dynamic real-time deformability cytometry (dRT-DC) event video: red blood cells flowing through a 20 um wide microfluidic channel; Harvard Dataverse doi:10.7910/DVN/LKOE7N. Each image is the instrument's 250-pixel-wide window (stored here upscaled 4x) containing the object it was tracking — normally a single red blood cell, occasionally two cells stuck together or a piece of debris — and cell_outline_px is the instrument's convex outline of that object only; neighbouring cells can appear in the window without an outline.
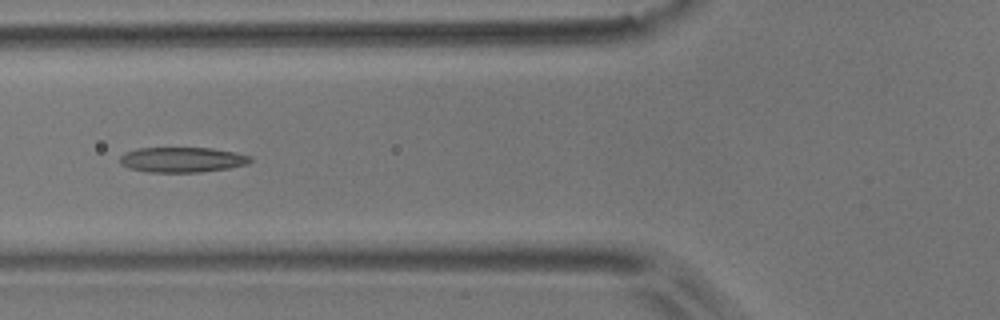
{"species": "common noctule bat (a hibernating species)", "species_latin": "Nyctalus noctula", "temperature_condition": "room temperature", "stored_images_in_passage": 10, "camera_frame_rate_fps": 3000, "um_per_image_px": 0.085, "animal": {"sex": "male", "body_mass_g": 17.9}, "frame": {"image": 1, "passage_image": 7, "time_ms": 2.0, "image_size_px": [1000, 320], "cell_outline_px": [[252, 160], [248, 164], [228, 168], [200, 172], [148, 172], [128, 168], [120, 164], [120, 156], [124, 152], [136, 148], [212, 148], [236, 152], [252, 156]], "centroid_in_image_um": [15.48, 13.57], "position_along_channel_um": 110.3, "area_um2": 19.31}}
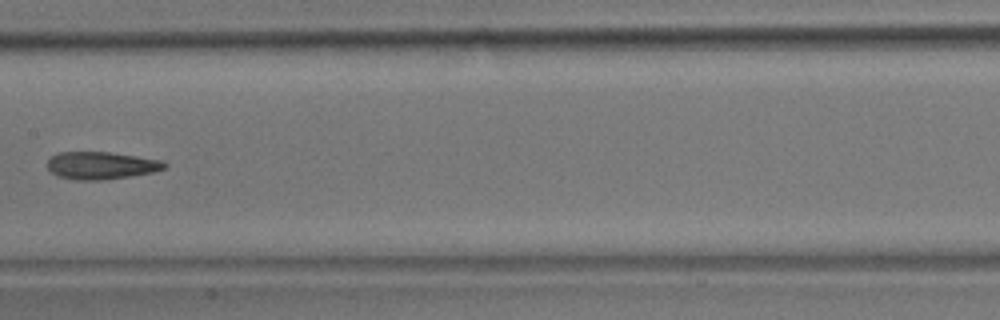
{"frame": {"image": 2, "passage_image": 9, "time_ms": 2.667, "image_size_px": [1000, 320], "cell_outline_px": [[168, 164], [164, 168], [152, 172], [128, 176], [100, 180], [76, 180], [56, 176], [48, 168], [48, 160], [52, 156], [60, 152], [108, 152], [164, 160]], "centroid_in_image_um": [8.6, 14.06], "position_along_channel_um": 198.8, "area_um2": 18.61}}